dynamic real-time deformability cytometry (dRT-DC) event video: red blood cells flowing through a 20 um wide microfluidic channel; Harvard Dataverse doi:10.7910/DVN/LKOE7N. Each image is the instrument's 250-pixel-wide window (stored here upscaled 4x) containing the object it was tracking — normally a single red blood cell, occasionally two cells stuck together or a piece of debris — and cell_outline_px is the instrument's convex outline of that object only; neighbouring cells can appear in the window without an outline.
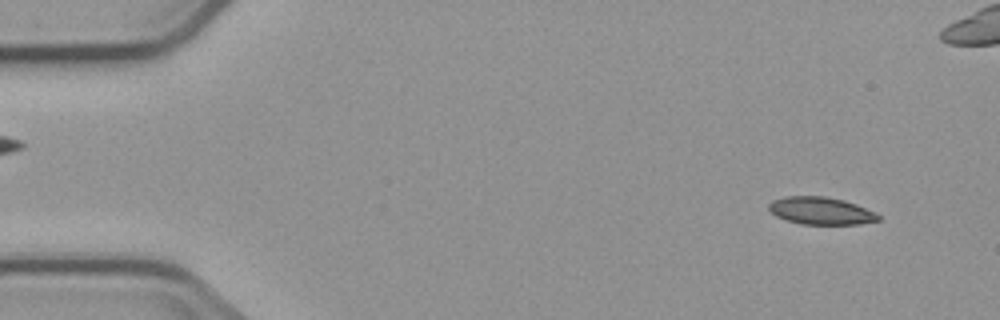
{"species": "common noctule bat (a hibernating species)", "species_latin": "Nyctalus noctula", "temperature_condition": "cold", "stored_images_in_passage": 3, "camera_frame_rate_fps": 3000, "um_per_image_px": 0.085, "animal": {"sex": "male", "body_mass_g": 23.1, "forearm_length_mm": 52.7}, "frame": {"image": 1, "passage_image": 1, "time_ms": 0.0, "image_size_px": [1000, 320], "cell_outline_px": [[880, 220], [860, 224], [800, 224], [776, 216], [768, 208], [768, 204], [772, 200], [784, 196], [824, 196], [844, 200], [856, 204], [876, 212], [880, 216]], "centroid_in_image_um": [69.78, 17.91], "position_along_channel_um": 15.2, "area_um2": 17.57}}